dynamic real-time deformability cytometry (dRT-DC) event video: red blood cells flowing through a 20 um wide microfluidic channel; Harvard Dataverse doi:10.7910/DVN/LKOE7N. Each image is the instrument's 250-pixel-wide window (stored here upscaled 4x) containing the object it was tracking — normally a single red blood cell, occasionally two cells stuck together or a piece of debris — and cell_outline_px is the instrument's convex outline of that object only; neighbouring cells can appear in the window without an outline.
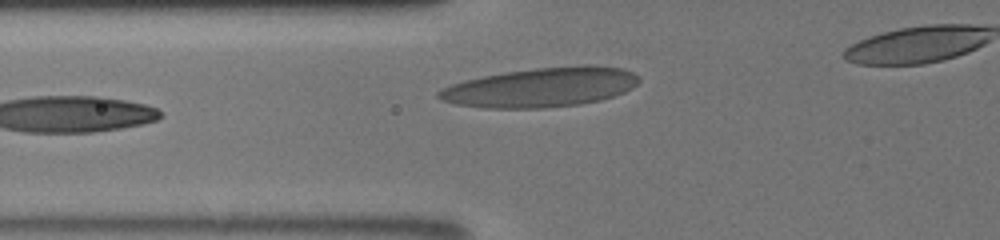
{"species": "human", "species_latin": "Homo sapiens", "temperature_condition": "room temperature", "stored_images_in_passage": 28, "camera_frame_rate_fps": 3000, "um_per_image_px": 0.085, "donor": {"sex": "male"}, "frame": {"image": 1, "passage_image": 28, "time_ms": 8.667, "image_size_px": [1000, 240], "cell_outline_px": [[640, 80], [632, 88], [624, 92], [600, 100], [580, 104], [544, 108], [484, 108], [456, 104], [440, 100], [436, 96], [436, 92], [440, 88], [464, 80], [504, 72], [536, 68], [584, 64], [588, 64], [624, 68], [640, 76]], "centroid_in_image_um": [45.98, 7.41], "position_along_channel_um": 79.8, "area_um2": 46.36}}